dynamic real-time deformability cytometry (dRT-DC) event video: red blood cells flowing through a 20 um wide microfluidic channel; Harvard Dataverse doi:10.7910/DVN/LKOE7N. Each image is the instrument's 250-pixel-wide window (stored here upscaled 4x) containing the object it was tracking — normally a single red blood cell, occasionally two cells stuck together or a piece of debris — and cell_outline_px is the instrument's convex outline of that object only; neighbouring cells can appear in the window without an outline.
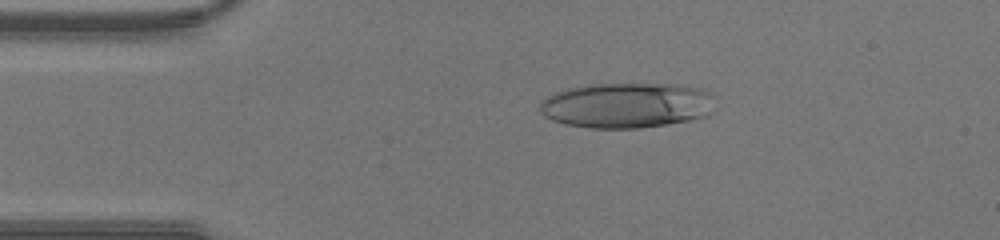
{"species": "human", "species_latin": "Homo sapiens", "temperature_condition": "warm", "stored_images_in_passage": 44, "camera_frame_rate_fps": 3000, "um_per_image_px": 0.085, "donor": {"sex": "male"}, "frame": {"image": 1, "passage_image": 8, "time_ms": 2.333, "image_size_px": [1000, 240], "cell_outline_px": [[708, 116], [688, 120], [664, 124], [636, 128], [588, 128], [564, 124], [552, 120], [544, 116], [540, 112], [540, 104], [548, 96], [556, 92], [568, 88], [588, 84], [676, 84], [700, 88], [708, 92]], "centroid_in_image_um": [53.16, 8.95], "position_along_channel_um": 31.8, "area_um2": 45.66}}
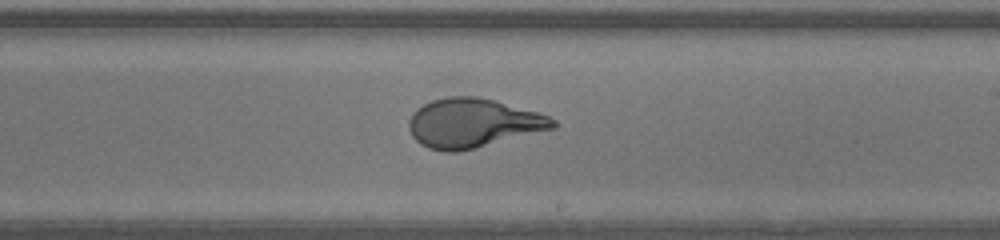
{"frame": {"image": 2, "passage_image": 25, "time_ms": 8.0, "image_size_px": [1000, 240], "cell_outline_px": [[556, 128], [476, 148], [456, 152], [444, 152], [428, 148], [420, 144], [412, 136], [408, 128], [408, 120], [412, 112], [416, 108], [432, 100], [448, 96], [476, 96], [496, 100], [536, 112], [548, 116], [556, 120]], "centroid_in_image_um": [40.17, 10.46], "position_along_channel_um": 248.8, "area_um2": 41.5}}
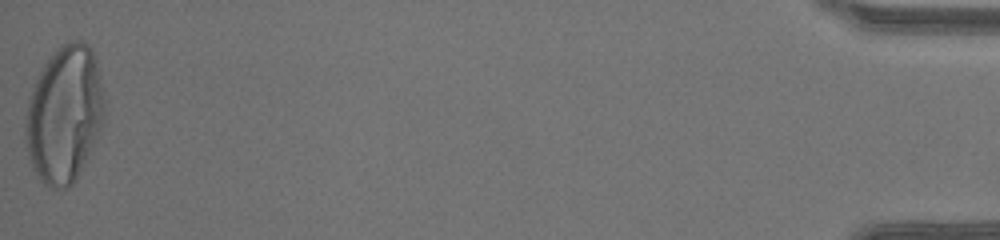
{"frame": {"image": 3, "passage_image": 44, "time_ms": 14.333, "image_size_px": [1000, 240], "cell_outline_px": [[104, 120], [88, 156], [76, 180], [68, 188], [48, 188], [40, 180], [32, 168], [28, 156], [24, 136], [24, 124], [28, 100], [32, 88], [44, 64], [52, 52], [60, 44], [72, 40], [84, 40], [88, 44], [92, 52], [96, 64], [104, 100]], "centroid_in_image_um": [5.44, 9.74], "position_along_channel_um": 429.8, "area_um2": 63.12}}